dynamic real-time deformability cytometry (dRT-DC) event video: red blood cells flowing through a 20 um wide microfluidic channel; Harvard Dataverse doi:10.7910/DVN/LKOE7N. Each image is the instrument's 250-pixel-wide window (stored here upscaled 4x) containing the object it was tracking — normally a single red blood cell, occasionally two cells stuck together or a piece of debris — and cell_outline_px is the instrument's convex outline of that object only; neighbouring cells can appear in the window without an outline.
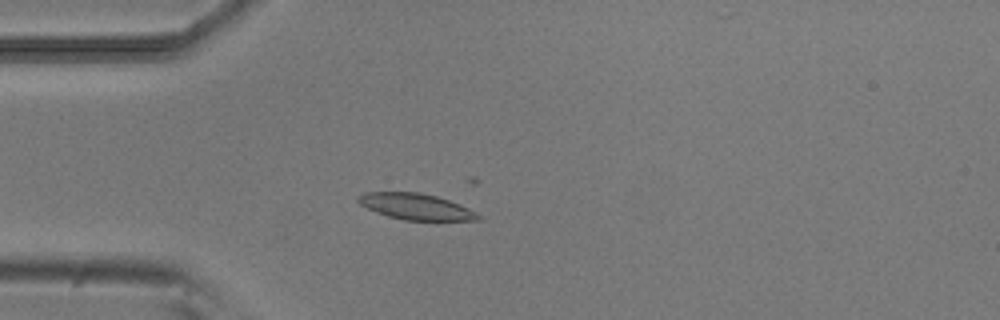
{"species": "common noctule bat (a hibernating species)", "species_latin": "Nyctalus noctula", "temperature_condition": "room temperature", "stored_images_in_passage": 34, "camera_frame_rate_fps": 3000, "um_per_image_px": 0.085, "animal": {"sex": "male", "body_mass_g": 20.5, "forearm_length_mm": 52.5}, "frame": {"image": 1, "passage_image": 14, "time_ms": 4.333, "image_size_px": [1000, 320], "cell_outline_px": [[480, 220], [404, 220], [388, 216], [376, 212], [360, 204], [356, 200], [356, 196], [364, 192], [420, 192], [436, 196], [460, 204], [476, 212], [480, 216]], "centroid_in_image_um": [35.32, 17.55], "position_along_channel_um": 49.7, "area_um2": 18.21}}
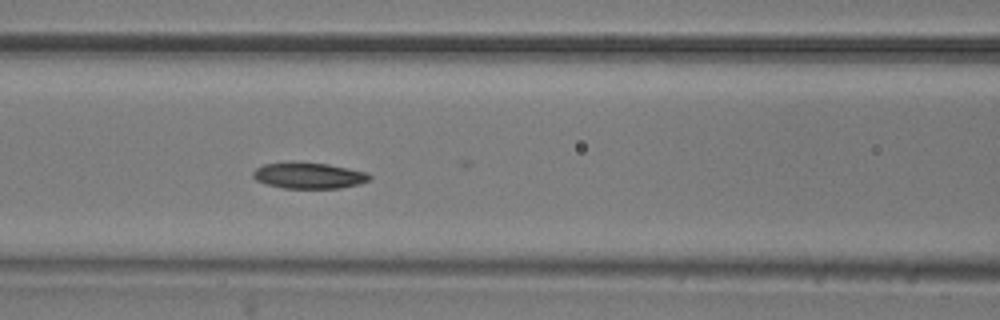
{"frame": {"image": 2, "passage_image": 22, "time_ms": 7.0, "image_size_px": [1000, 320], "cell_outline_px": [[372, 176], [368, 180], [360, 184], [340, 188], [284, 188], [268, 184], [256, 180], [252, 176], [252, 172], [256, 168], [264, 164], [328, 164], [368, 172]], "centroid_in_image_um": [26.3, 14.95], "position_along_channel_um": 140.3, "area_um2": 17.11}}
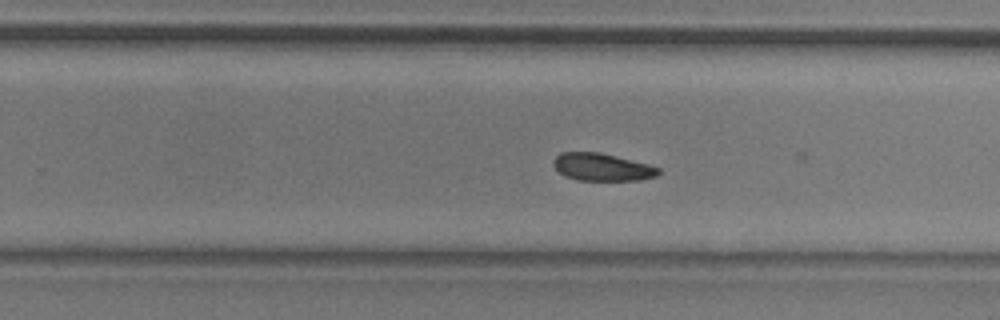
{"frame": {"image": 3, "passage_image": 33, "time_ms": 10.667, "image_size_px": [1000, 320], "cell_outline_px": [[660, 172], [656, 176], [640, 180], [576, 180], [564, 176], [552, 164], [552, 160], [560, 152], [600, 152], [648, 164], [660, 168]], "centroid_in_image_um": [51.15, 14.2], "position_along_channel_um": 278.6, "area_um2": 16.88}}